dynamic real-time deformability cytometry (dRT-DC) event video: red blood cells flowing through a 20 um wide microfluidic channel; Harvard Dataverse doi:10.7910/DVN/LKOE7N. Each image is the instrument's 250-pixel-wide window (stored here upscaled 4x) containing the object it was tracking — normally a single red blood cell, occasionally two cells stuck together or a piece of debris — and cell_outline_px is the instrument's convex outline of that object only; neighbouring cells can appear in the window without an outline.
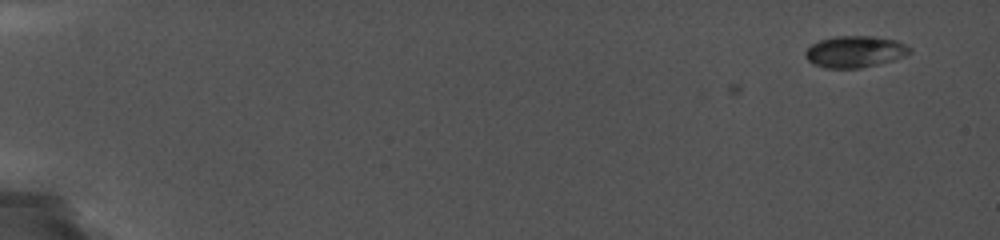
{"species": "common noctule bat (a hibernating species)", "species_latin": "Nyctalus noctula", "temperature_condition": "cold", "stored_images_in_passage": 5, "camera_frame_rate_fps": 5000, "um_per_image_px": 0.085, "animal": {"sex": "female", "body_mass_g": 19.0, "forearm_length_mm": 56.7}, "frame": {"image": 1, "passage_image": 5, "time_ms": 2.2, "image_size_px": [1000, 240], "cell_outline_px": [[912, 52], [904, 56], [892, 60], [860, 68], [824, 68], [812, 64], [804, 56], [804, 52], [812, 44], [820, 40], [836, 36], [872, 36], [896, 40], [912, 48]], "centroid_in_image_um": [72.65, 4.39], "position_along_channel_um": 12.4, "area_um2": 19.19}}